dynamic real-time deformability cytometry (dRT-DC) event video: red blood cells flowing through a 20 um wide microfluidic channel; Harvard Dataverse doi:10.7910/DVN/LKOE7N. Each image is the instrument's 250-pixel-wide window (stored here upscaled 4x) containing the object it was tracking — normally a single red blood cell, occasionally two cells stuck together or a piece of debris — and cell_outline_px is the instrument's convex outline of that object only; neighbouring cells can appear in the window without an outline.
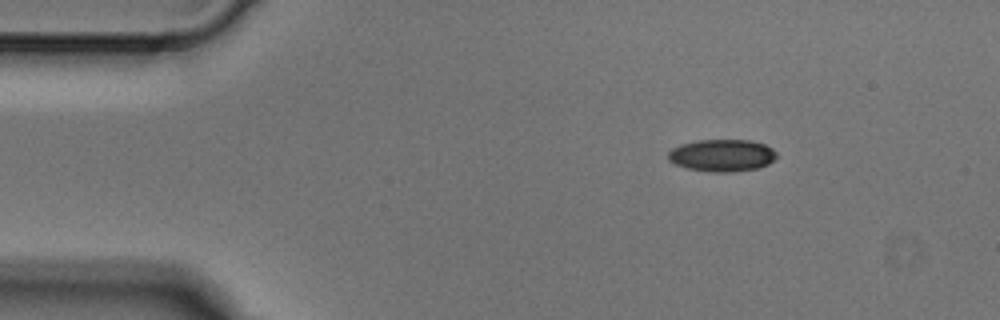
{"species": "Egyptian fruit bat (a non-hibernating species)", "species_latin": "Rousettus aegyptiacus", "temperature_condition": "cold", "stored_images_in_passage": 2, "camera_frame_rate_fps": 3000, "um_per_image_px": 0.085, "animal": {"sex": "male"}, "frame": {"image": 1, "passage_image": 1, "time_ms": 0.0, "image_size_px": [1000, 320], "cell_outline_px": [[776, 156], [768, 164], [756, 168], [736, 172], [712, 172], [688, 168], [676, 164], [668, 160], [668, 152], [672, 148], [680, 144], [700, 140], [748, 140], [764, 144], [772, 148], [776, 152]], "centroid_in_image_um": [61.36, 13.21], "position_along_channel_um": 23.6, "area_um2": 20.23}}